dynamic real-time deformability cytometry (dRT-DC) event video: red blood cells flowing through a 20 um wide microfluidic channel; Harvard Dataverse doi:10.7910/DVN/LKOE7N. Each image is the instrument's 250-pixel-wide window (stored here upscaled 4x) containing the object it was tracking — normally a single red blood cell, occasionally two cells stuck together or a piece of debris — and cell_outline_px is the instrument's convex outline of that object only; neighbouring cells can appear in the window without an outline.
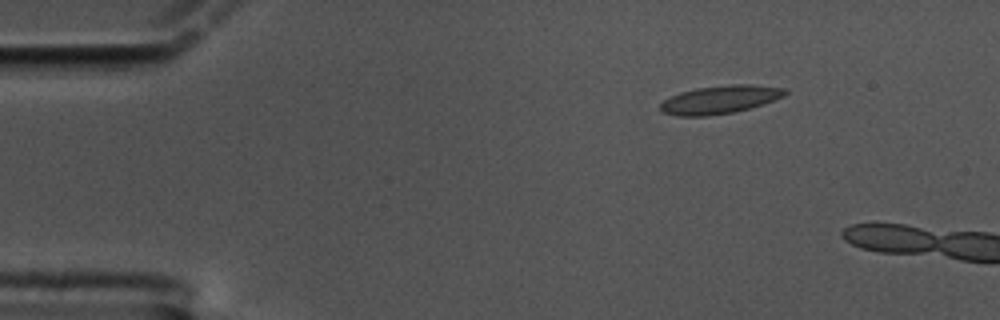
{"species": "common noctule bat (a hibernating species)", "species_latin": "Nyctalus noctula", "temperature_condition": "cold", "stored_images_in_passage": 4, "camera_frame_rate_fps": 3000, "um_per_image_px": 0.085, "animal": {"sex": "male", "body_mass_g": 17.5, "forearm_length_mm": 52.3}, "frame": {"image": 1, "passage_image": 1, "time_ms": 0.0, "image_size_px": [1000, 320], "cell_outline_px": [[788, 92], [784, 96], [748, 108], [732, 112], [708, 116], [676, 116], [664, 112], [660, 108], [660, 104], [664, 100], [680, 92], [696, 88], [732, 84], [752, 84], [788, 88]], "centroid_in_image_um": [61.2, 8.45], "position_along_channel_um": 23.8, "area_um2": 20.29}}